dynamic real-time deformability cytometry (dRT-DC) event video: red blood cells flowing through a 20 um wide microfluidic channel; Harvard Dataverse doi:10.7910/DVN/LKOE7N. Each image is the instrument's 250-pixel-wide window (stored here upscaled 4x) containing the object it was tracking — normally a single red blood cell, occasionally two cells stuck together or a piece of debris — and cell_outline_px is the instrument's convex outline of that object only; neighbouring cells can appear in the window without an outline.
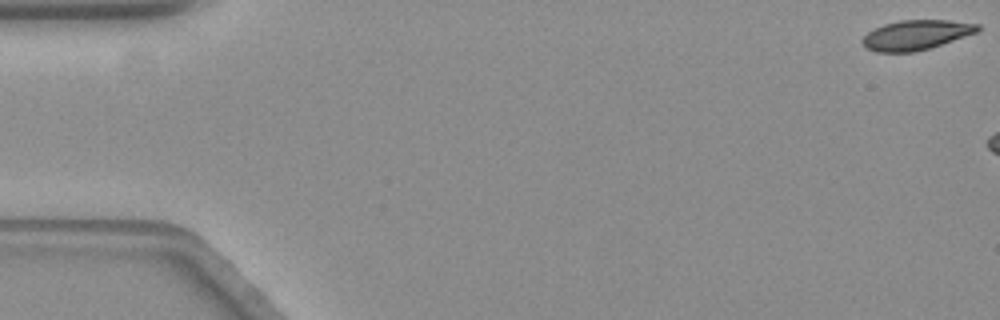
{"species": "common noctule bat (a hibernating species)", "species_latin": "Nyctalus noctula", "temperature_condition": "warm", "stored_images_in_passage": 7, "camera_frame_rate_fps": 3000, "um_per_image_px": 0.085, "animal": {"sex": "female", "body_mass_g": 19.3, "forearm_length_mm": 54.1}, "frame": {"image": 1, "passage_image": 1, "time_ms": 0.0, "image_size_px": [1000, 320], "cell_outline_px": [[980, 28], [976, 32], [916, 52], [876, 52], [864, 48], [860, 40], [868, 32], [884, 24], [900, 20], [948, 20], [980, 24]], "centroid_in_image_um": [77.8, 2.97], "position_along_channel_um": 7.2, "area_um2": 19.83}}